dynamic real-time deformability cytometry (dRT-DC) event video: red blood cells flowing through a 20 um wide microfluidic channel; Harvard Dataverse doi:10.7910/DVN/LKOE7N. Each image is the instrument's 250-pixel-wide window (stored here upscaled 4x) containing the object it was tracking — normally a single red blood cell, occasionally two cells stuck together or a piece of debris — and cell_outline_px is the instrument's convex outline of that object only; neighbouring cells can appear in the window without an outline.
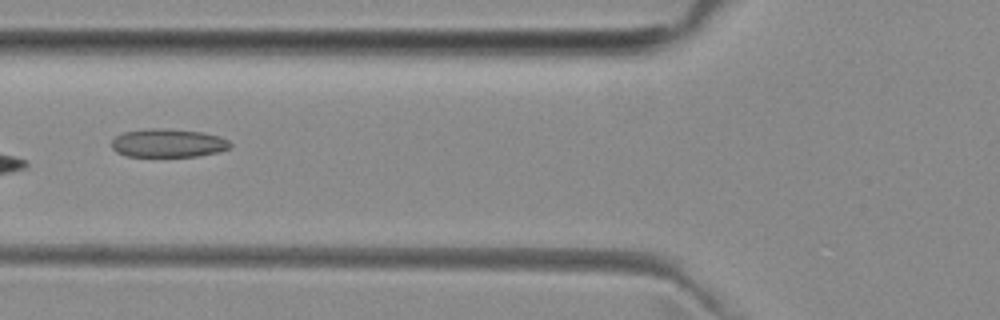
{"species": "common noctule bat (a hibernating species)", "species_latin": "Nyctalus noctula", "temperature_condition": "room temperature", "stored_images_in_passage": 6, "camera_frame_rate_fps": 3000, "um_per_image_px": 0.085, "animal": {"sex": "female", "body_mass_g": 29.2, "forearm_length_mm": 56.3}, "frame": {"image": 1, "passage_image": 5, "time_ms": 4.667, "image_size_px": [1000, 320], "cell_outline_px": [[232, 144], [228, 148], [216, 152], [196, 156], [124, 156], [116, 152], [112, 148], [112, 140], [116, 136], [124, 132], [148, 128], [164, 128], [200, 132], [216, 136], [228, 140]], "centroid_in_image_um": [14.23, 12.16], "position_along_channel_um": 111.6, "area_um2": 19.42}}
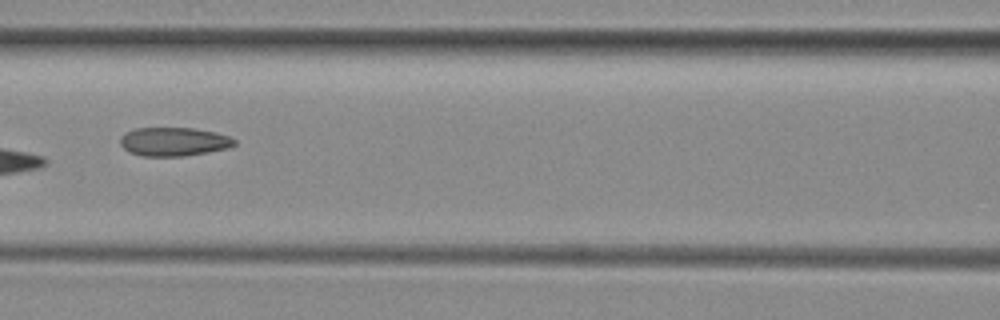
{"frame": {"image": 2, "passage_image": 6, "time_ms": 5.667, "image_size_px": [1000, 320], "cell_outline_px": [[236, 144], [228, 148], [208, 152], [184, 156], [140, 156], [128, 152], [120, 144], [120, 136], [124, 132], [136, 128], [196, 128], [216, 132], [228, 136], [236, 140]], "centroid_in_image_um": [14.75, 12.04], "position_along_channel_um": 151.9, "area_um2": 19.31}}